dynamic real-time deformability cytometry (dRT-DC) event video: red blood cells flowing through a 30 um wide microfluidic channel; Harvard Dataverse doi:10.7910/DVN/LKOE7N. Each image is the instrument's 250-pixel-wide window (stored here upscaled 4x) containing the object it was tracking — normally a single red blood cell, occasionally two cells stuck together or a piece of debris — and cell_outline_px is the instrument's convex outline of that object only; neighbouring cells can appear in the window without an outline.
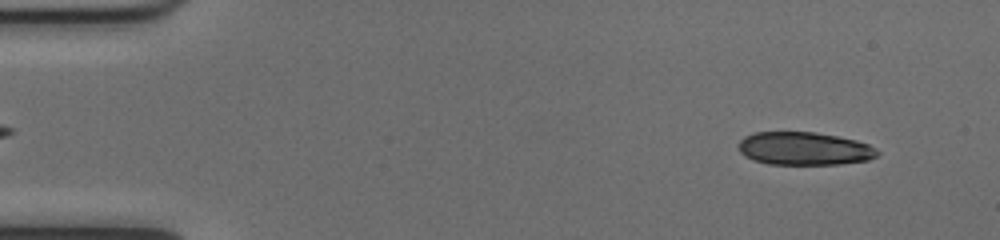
{"species": "common noctule bat (a hibernating species)", "species_latin": "Nyctalus noctula", "temperature_condition": "cold", "stored_images_in_passage": 51, "segment_of_instrument_passage": [1, 2], "camera_frame_rate_fps": 3000, "um_per_image_px": 0.085, "animal": {"sex": "female", "body_mass_g": 17.0, "forearm_length_mm": 48.0}, "frame": {"image": 1, "passage_image": 4, "time_ms": 1.0, "image_size_px": [1000, 240], "cell_outline_px": [[880, 152], [876, 156], [868, 160], [840, 164], [768, 164], [752, 160], [740, 152], [740, 140], [744, 136], [756, 132], [816, 132], [856, 140], [868, 144], [876, 148]], "centroid_in_image_um": [68.37, 12.63], "position_along_channel_um": 16.6, "area_um2": 26.7}}
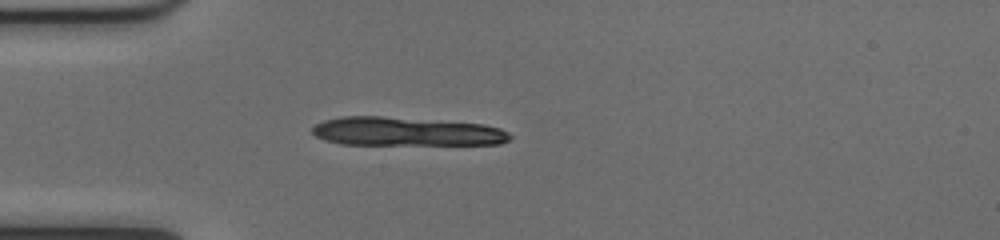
{"frame": {"image": 2, "passage_image": 14, "time_ms": 4.333, "image_size_px": [1000, 240], "cell_outline_px": [[512, 136], [508, 140], [500, 144], [340, 144], [316, 136], [312, 132], [312, 128], [316, 124], [324, 120], [340, 116], [380, 116], [484, 124], [500, 128], [508, 132]], "centroid_in_image_um": [34.53, 11.17], "position_along_channel_um": 50.5, "area_um2": 32.83}}